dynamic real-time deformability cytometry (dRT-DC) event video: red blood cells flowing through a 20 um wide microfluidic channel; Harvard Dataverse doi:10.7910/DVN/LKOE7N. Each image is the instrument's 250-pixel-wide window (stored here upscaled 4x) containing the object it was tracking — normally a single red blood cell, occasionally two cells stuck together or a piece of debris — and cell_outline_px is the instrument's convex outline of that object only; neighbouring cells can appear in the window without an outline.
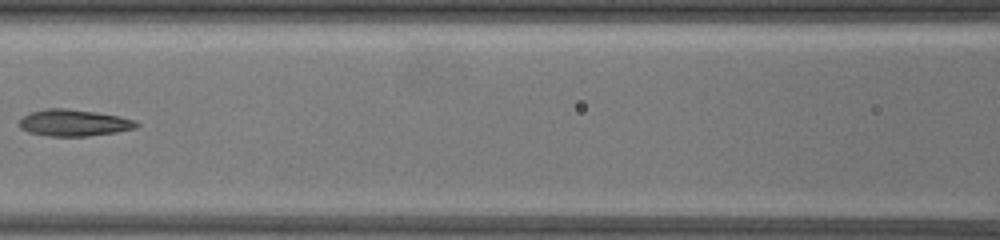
{"species": "common noctule bat (a hibernating species)", "species_latin": "Nyctalus noctula", "temperature_condition": "warm", "stored_images_in_passage": 10, "camera_frame_rate_fps": 3000, "um_per_image_px": 0.085, "animal": {"sex": "female", "body_mass_g": 19.5, "forearm_length_mm": 54.1}, "frame": {"image": 1, "passage_image": 5, "time_ms": 2.333, "image_size_px": [1000, 240], "cell_outline_px": [[140, 124], [136, 128], [116, 132], [88, 136], [48, 136], [28, 132], [20, 128], [20, 120], [24, 116], [32, 112], [48, 108], [64, 108], [96, 112], [120, 116], [136, 120]], "centroid_in_image_um": [6.32, 10.44], "position_along_channel_um": 160.3, "area_um2": 18.15}}
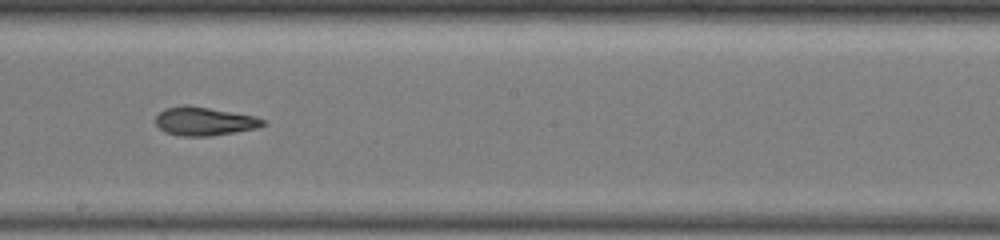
{"frame": {"image": 2, "passage_image": 7, "time_ms": 4.0, "image_size_px": [1000, 240], "cell_outline_px": [[268, 124], [256, 128], [212, 136], [176, 136], [164, 132], [156, 124], [156, 116], [160, 112], [168, 108], [184, 104], [188, 104], [256, 116], [264, 120]], "centroid_in_image_um": [17.37, 10.31], "position_along_channel_um": 230.8, "area_um2": 17.98}}
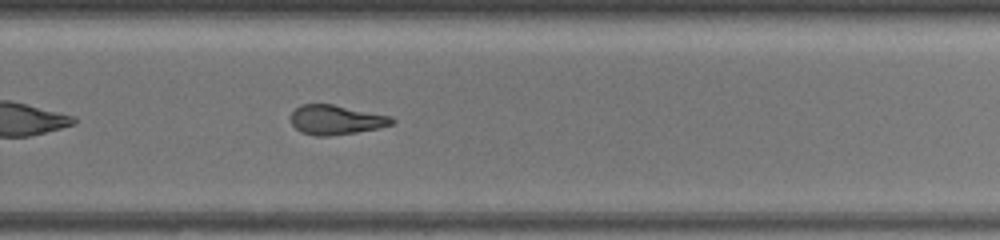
{"frame": {"image": 3, "passage_image": 9, "time_ms": 5.667, "image_size_px": [1000, 240], "cell_outline_px": [[396, 120], [392, 124], [376, 128], [356, 132], [328, 136], [316, 136], [300, 132], [292, 124], [292, 112], [300, 104], [332, 104], [392, 116]], "centroid_in_image_um": [28.56, 10.18], "position_along_channel_um": 301.2, "area_um2": 17.28}}